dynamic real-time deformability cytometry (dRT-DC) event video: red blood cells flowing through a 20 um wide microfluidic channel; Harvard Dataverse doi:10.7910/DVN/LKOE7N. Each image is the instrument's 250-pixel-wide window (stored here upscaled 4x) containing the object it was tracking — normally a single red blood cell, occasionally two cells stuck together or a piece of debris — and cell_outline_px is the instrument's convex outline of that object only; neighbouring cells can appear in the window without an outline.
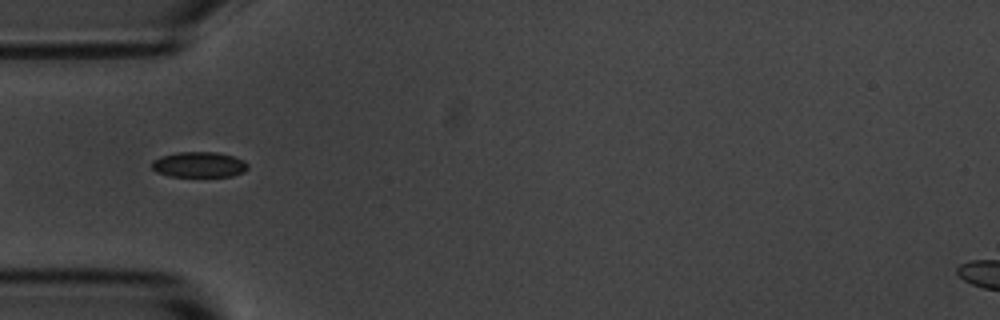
{"species": "common noctule bat (a hibernating species)", "species_latin": "Nyctalus noctula", "temperature_condition": "room temperature", "stored_images_in_passage": 14, "segment_of_instrument_passage": [2, 2], "camera_frame_rate_fps": 3000, "um_per_image_px": 0.085, "animal": {"sex": "male", "body_mass_g": 20.1, "forearm_length_mm": 53.5}, "frame": {"image": 1, "passage_image": 4, "time_ms": 4.333, "image_size_px": [1000, 320], "cell_outline_px": [[248, 168], [244, 172], [232, 176], [168, 176], [156, 172], [152, 168], [152, 160], [160, 156], [176, 152], [216, 152], [232, 156], [244, 160], [248, 164]], "centroid_in_image_um": [16.9, 13.99], "position_along_channel_um": 68.1, "area_um2": 14.33}}
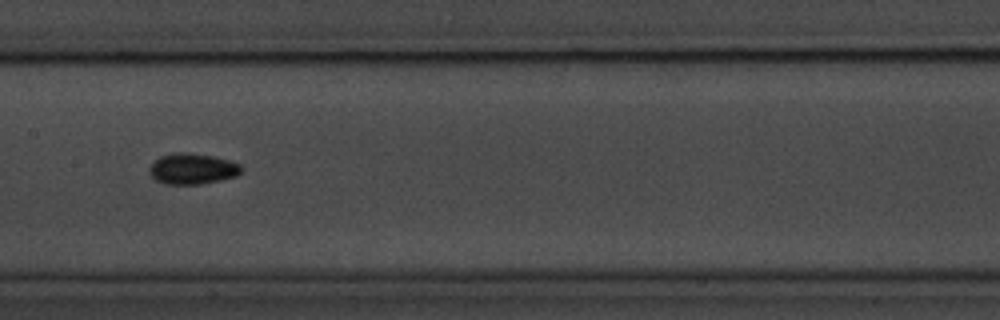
{"frame": {"image": 2, "passage_image": 7, "time_ms": 7.667, "image_size_px": [1000, 320], "cell_outline_px": [[244, 168], [236, 176], [220, 180], [200, 184], [164, 184], [156, 180], [148, 172], [148, 168], [160, 156], [180, 152], [184, 152], [212, 156], [228, 160], [240, 164]], "centroid_in_image_um": [16.35, 14.35], "position_along_channel_um": 191.0, "area_um2": 16.42}}
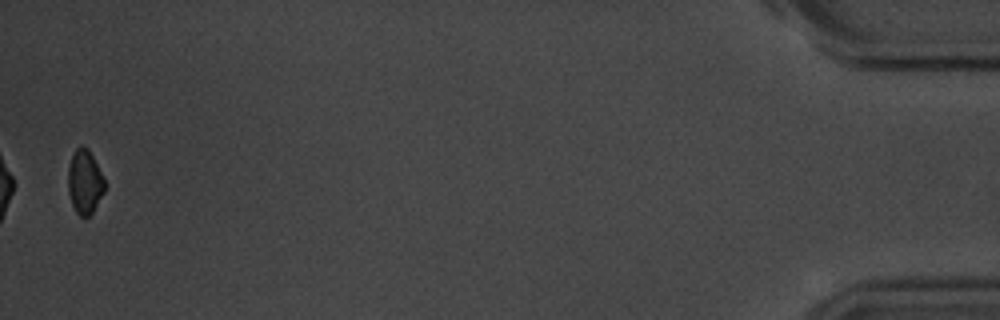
{"frame": {"image": 3, "passage_image": 14, "time_ms": 16.667, "image_size_px": [1000, 320], "cell_outline_px": [[104, 192], [92, 212], [88, 216], [80, 216], [76, 212], [72, 204], [68, 192], [68, 168], [72, 156], [76, 148], [80, 144], [88, 148], [104, 180]], "centroid_in_image_um": [7.18, 15.45], "position_along_channel_um": 428.0, "area_um2": 13.41}}